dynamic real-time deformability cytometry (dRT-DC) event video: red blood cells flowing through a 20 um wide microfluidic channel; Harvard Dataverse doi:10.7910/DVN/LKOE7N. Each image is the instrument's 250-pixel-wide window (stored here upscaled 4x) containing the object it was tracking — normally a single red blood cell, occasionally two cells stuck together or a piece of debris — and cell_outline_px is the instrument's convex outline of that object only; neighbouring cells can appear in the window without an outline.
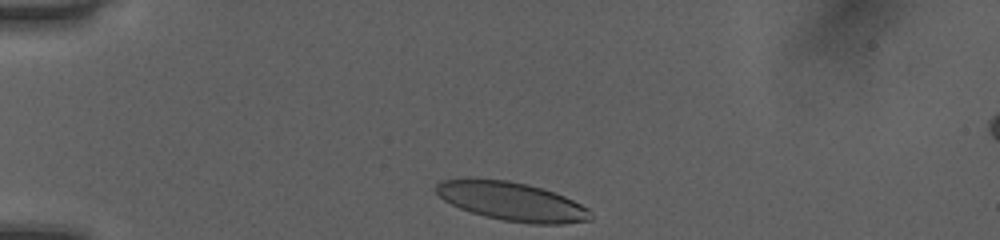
{"species": "human", "species_latin": "Homo sapiens", "temperature_condition": "room temperature", "stored_images_in_passage": 32, "camera_frame_rate_fps": 3000, "um_per_image_px": 0.085, "donor": {"sex": "female"}, "frame": {"image": 1, "passage_image": 1, "time_ms": 0.0, "image_size_px": [1000, 240], "cell_outline_px": [[592, 220], [564, 224], [532, 224], [504, 220], [484, 216], [460, 208], [444, 200], [436, 192], [436, 184], [440, 180], [472, 176], [508, 180], [528, 184], [564, 196], [588, 208], [592, 212]], "centroid_in_image_um": [43.47, 17.09], "position_along_channel_um": 41.5, "area_um2": 35.26}}
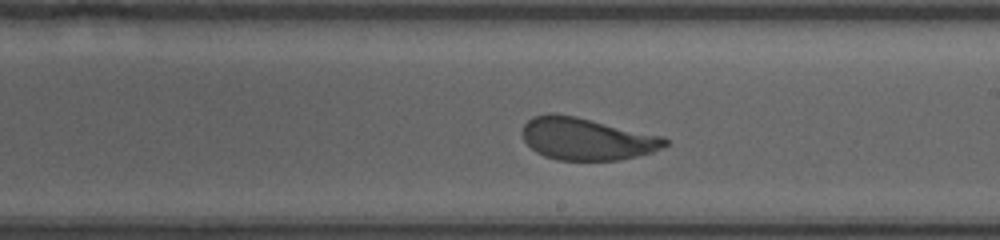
{"frame": {"image": 2, "passage_image": 19, "time_ms": 6.0, "image_size_px": [1000, 240], "cell_outline_px": [[668, 144], [652, 152], [620, 160], [556, 160], [544, 156], [536, 152], [524, 140], [520, 132], [524, 124], [532, 116], [548, 112], [552, 112], [576, 116], [664, 136], [668, 140]], "centroid_in_image_um": [49.83, 11.79], "position_along_channel_um": 239.2, "area_um2": 35.43}}
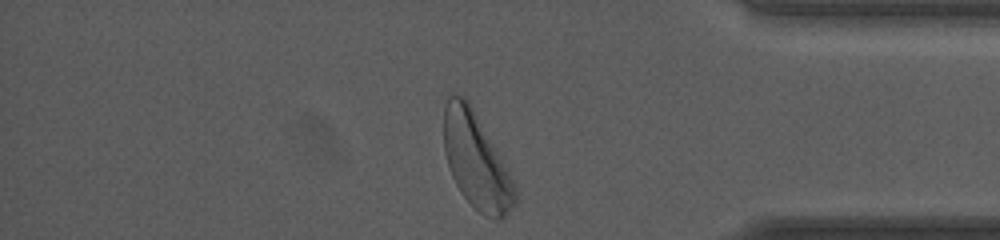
{"frame": {"image": 3, "passage_image": 32, "time_ms": 10.333, "image_size_px": [1000, 240], "cell_outline_px": [[516, 204], [500, 220], [492, 220], [484, 216], [460, 192], [452, 176], [444, 152], [444, 108], [448, 96], [452, 92], [464, 96], [468, 100], [516, 180]], "centroid_in_image_um": [40.51, 13.67], "position_along_channel_um": 394.7, "area_um2": 40.11}, "authors_computed_cell_mechanics": {"area_um2": 35.7493, "velocity_mm_per_s": 4.0173, "shape_relaxation_time_tau1_ms": 3.2042, "shape_relaxation_time_tau2_ms": 0.7895, "deformation_change_tau1": 0.1404, "deformation_change_tau2": 0.0703}}